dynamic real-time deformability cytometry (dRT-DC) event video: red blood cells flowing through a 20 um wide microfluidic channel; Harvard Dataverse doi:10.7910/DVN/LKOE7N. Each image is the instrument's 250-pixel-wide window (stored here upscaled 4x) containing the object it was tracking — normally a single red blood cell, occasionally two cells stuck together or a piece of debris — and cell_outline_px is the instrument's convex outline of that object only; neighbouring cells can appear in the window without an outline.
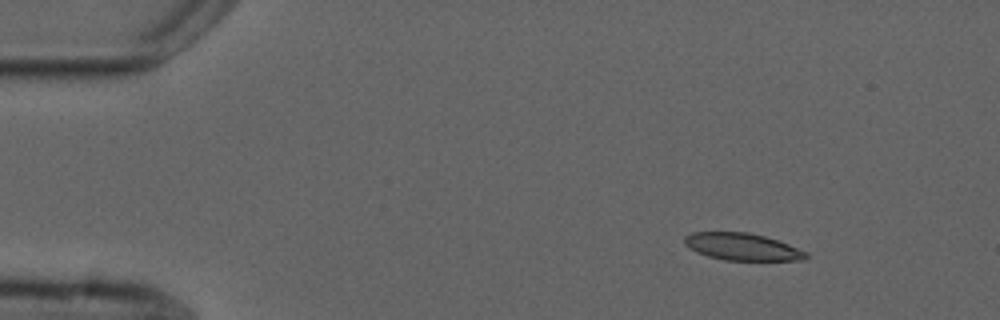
{"species": "common noctule bat (a hibernating species)", "species_latin": "Nyctalus noctula", "temperature_condition": "cold", "stored_images_in_passage": 8, "camera_frame_rate_fps": 3000, "um_per_image_px": 0.085, "animal": {"sex": "male", "forearm_length_mm": 52.5}, "frame": {"image": 1, "passage_image": 1, "time_ms": 0.0, "image_size_px": [1000, 320], "cell_outline_px": [[808, 256], [804, 260], [724, 260], [708, 256], [696, 252], [688, 248], [684, 244], [684, 236], [692, 232], [748, 232], [764, 236], [788, 244], [808, 252]], "centroid_in_image_um": [63.06, 20.97], "position_along_channel_um": 21.9, "area_um2": 19.25}}
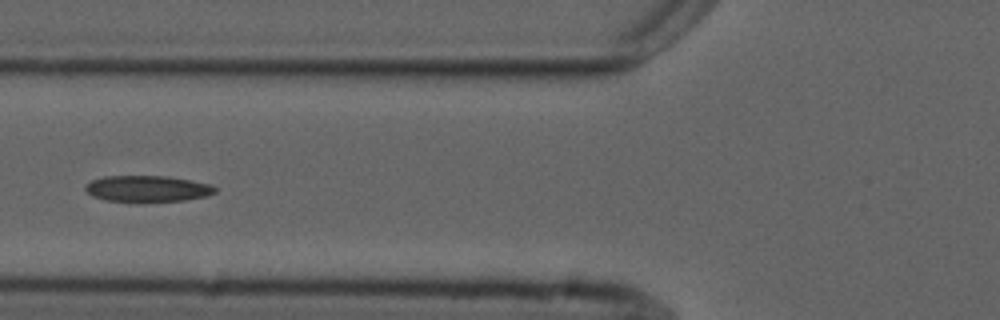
{"frame": {"image": 2, "passage_image": 5, "time_ms": 4.667, "image_size_px": [1000, 320], "cell_outline_px": [[216, 192], [208, 196], [184, 200], [104, 200], [92, 196], [84, 188], [92, 180], [104, 176], [168, 176], [212, 184], [216, 188]], "centroid_in_image_um": [12.57, 16.01], "position_along_channel_um": 113.2, "area_um2": 19.36}}
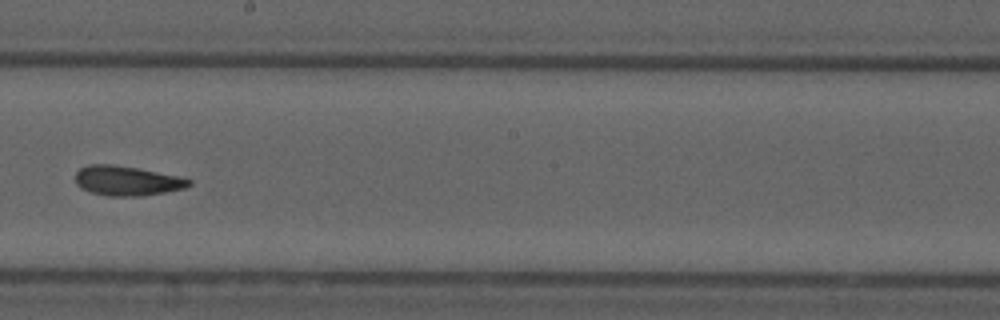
{"frame": {"image": 3, "passage_image": 8, "time_ms": 8.0, "image_size_px": [1000, 320], "cell_outline_px": [[192, 184], [184, 188], [164, 192], [140, 196], [108, 196], [92, 192], [80, 188], [76, 184], [76, 172], [80, 168], [88, 164], [116, 164], [180, 176], [192, 180]], "centroid_in_image_um": [10.78, 15.35], "position_along_channel_um": 237.4, "area_um2": 19.71}}